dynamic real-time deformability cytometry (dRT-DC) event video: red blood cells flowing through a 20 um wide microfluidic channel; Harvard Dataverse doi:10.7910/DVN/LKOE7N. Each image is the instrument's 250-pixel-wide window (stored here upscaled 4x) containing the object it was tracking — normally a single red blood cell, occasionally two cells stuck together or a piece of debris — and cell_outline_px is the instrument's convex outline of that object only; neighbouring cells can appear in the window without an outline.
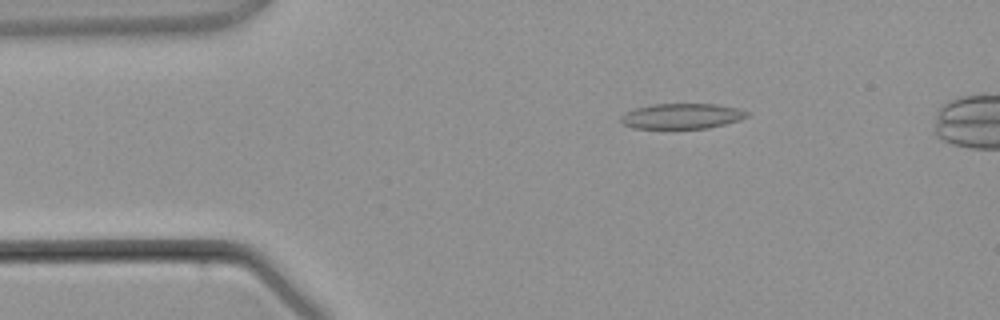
{"species": "common noctule bat (a hibernating species)", "species_latin": "Nyctalus noctula", "temperature_condition": "warm", "stored_images_in_passage": 3, "camera_frame_rate_fps": 3000, "um_per_image_px": 0.085, "animal": {"sex": "male", "body_mass_g": 21.5, "forearm_length_mm": 52.0}, "frame": {"image": 1, "passage_image": 2, "time_ms": 1.333, "image_size_px": [1000, 320], "cell_outline_px": [[748, 116], [740, 120], [708, 128], [632, 128], [624, 124], [620, 120], [620, 116], [636, 108], [652, 104], [720, 104], [736, 108], [748, 112]], "centroid_in_image_um": [57.97, 9.87], "position_along_channel_um": 27.0, "area_um2": 18.5}}